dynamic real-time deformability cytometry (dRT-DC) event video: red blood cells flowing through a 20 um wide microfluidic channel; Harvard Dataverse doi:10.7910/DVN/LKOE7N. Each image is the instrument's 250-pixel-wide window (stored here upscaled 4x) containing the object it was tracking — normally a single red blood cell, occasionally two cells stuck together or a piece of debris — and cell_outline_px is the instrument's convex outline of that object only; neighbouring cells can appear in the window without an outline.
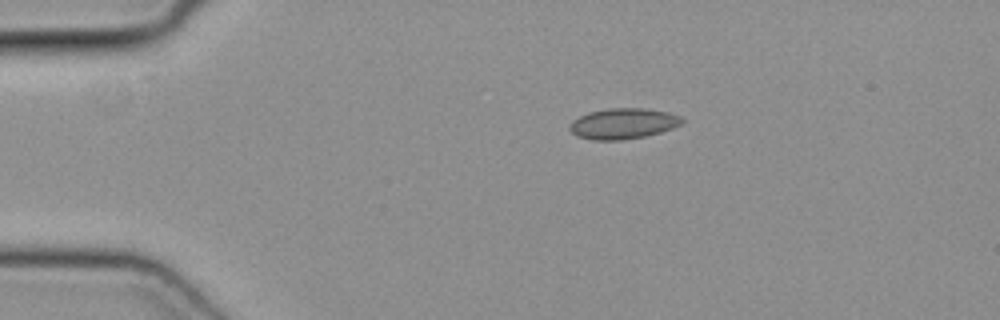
{"species": "common noctule bat (a hibernating species)", "species_latin": "Nyctalus noctula", "temperature_condition": "cold", "stored_images_in_passage": 41, "camera_frame_rate_fps": 3000, "um_per_image_px": 0.085, "animal": {"sex": "female", "body_mass_g": 19.3, "forearm_length_mm": 54.1}, "frame": {"image": 1, "passage_image": 1, "time_ms": 0.0, "image_size_px": [1000, 320], "cell_outline_px": [[684, 120], [680, 124], [672, 128], [660, 132], [644, 136], [624, 140], [592, 140], [580, 136], [572, 132], [568, 128], [572, 120], [588, 112], [608, 108], [644, 108], [668, 112], [680, 116]], "centroid_in_image_um": [52.95, 10.5], "position_along_channel_um": 32.0, "area_um2": 20.0}}
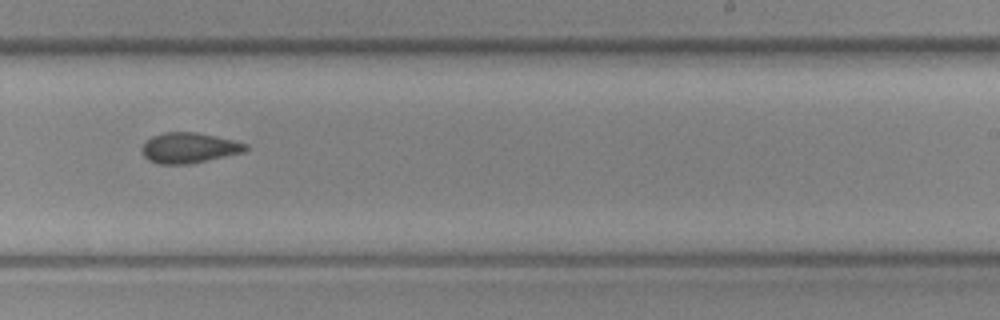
{"frame": {"image": 2, "passage_image": 22, "time_ms": 7.0, "image_size_px": [1000, 320], "cell_outline_px": [[248, 148], [244, 152], [188, 164], [160, 164], [148, 160], [144, 156], [140, 148], [152, 136], [164, 132], [196, 132], [232, 140], [248, 144]], "centroid_in_image_um": [16.05, 12.57], "position_along_channel_um": 273.0, "area_um2": 18.21}}
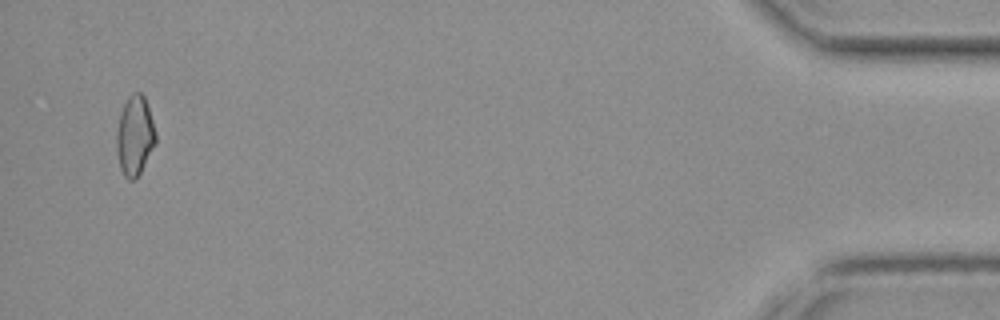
{"frame": {"image": 3, "passage_image": 39, "time_ms": 12.667, "image_size_px": [1000, 320], "cell_outline_px": [[156, 144], [136, 180], [128, 180], [124, 176], [120, 168], [116, 148], [116, 132], [120, 112], [128, 96], [132, 92], [140, 92], [144, 96], [156, 132]], "centroid_in_image_um": [11.45, 11.55], "position_along_channel_um": 423.8, "area_um2": 18.32}}